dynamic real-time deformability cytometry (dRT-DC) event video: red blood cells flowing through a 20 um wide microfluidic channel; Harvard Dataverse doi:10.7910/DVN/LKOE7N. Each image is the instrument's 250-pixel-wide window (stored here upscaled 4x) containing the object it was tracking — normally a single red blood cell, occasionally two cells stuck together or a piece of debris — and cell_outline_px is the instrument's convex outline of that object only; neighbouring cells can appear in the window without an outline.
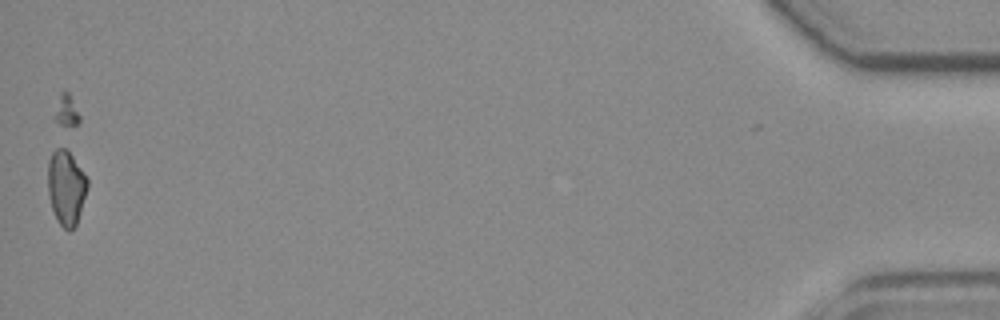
{"species": "common noctule bat (a hibernating species)", "species_latin": "Nyctalus noctula", "temperature_condition": "room temperature", "stored_images_in_passage": 53, "camera_frame_rate_fps": 3000, "um_per_image_px": 0.085, "animal": {"sex": "female", "body_mass_g": 19.3, "forearm_length_mm": 54.1}, "frame": {"image": 1, "passage_image": 53, "time_ms": 17.333, "image_size_px": [1000, 320], "cell_outline_px": [[88, 188], [76, 224], [68, 232], [56, 220], [48, 196], [48, 160], [52, 152], [56, 148], [64, 148], [72, 156], [88, 180]], "centroid_in_image_um": [5.6, 15.96], "position_along_channel_um": 429.6, "area_um2": 17.05}}